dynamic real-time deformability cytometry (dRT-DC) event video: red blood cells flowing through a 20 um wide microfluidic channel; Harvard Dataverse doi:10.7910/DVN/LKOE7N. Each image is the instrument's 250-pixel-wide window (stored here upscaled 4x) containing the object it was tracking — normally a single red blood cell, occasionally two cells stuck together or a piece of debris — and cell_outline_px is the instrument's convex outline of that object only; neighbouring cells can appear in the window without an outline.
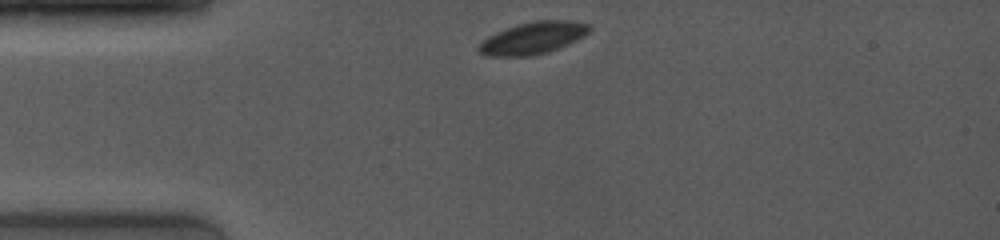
{"species": "common noctule bat (a hibernating species)", "species_latin": "Nyctalus noctula", "temperature_condition": "room temperature", "stored_images_in_passage": 7, "camera_frame_rate_fps": 4000, "um_per_image_px": 0.085, "animal": {"sex": "female", "body_mass_g": 19.0, "forearm_length_mm": 53.3}, "frame": {"image": 1, "passage_image": 1, "time_ms": 0.0, "image_size_px": [1000, 240], "cell_outline_px": [[592, 28], [584, 36], [568, 44], [548, 52], [528, 56], [484, 56], [476, 48], [476, 44], [480, 40], [496, 32], [516, 24], [536, 20], [572, 20], [588, 24]], "centroid_in_image_um": [45.25, 3.23], "position_along_channel_um": 39.8, "area_um2": 20.92}}